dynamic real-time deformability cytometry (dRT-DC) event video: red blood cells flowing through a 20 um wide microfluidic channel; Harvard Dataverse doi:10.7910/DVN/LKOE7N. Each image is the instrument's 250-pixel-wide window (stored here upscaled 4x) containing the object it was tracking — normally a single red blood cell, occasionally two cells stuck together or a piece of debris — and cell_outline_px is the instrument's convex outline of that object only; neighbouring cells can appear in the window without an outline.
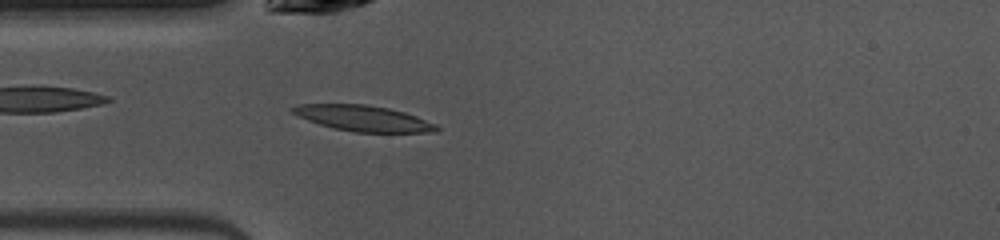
{"species": "common noctule bat (a hibernating species)", "species_latin": "Nyctalus noctula", "temperature_condition": "warm", "stored_images_in_passage": 36, "camera_frame_rate_fps": 3000, "um_per_image_px": 0.085, "animal": {"sex": "female", "body_mass_g": 10.0, "forearm_length_mm": 53.1}, "frame": {"image": 1, "passage_image": 3, "time_ms": 0.667, "image_size_px": [1000, 240], "cell_outline_px": [[440, 128], [436, 132], [356, 132], [336, 128], [320, 124], [308, 120], [292, 112], [288, 108], [300, 104], [364, 104], [388, 108], [404, 112], [416, 116], [436, 124]], "centroid_in_image_um": [30.9, 10.05], "position_along_channel_um": 54.1, "area_um2": 21.33}}
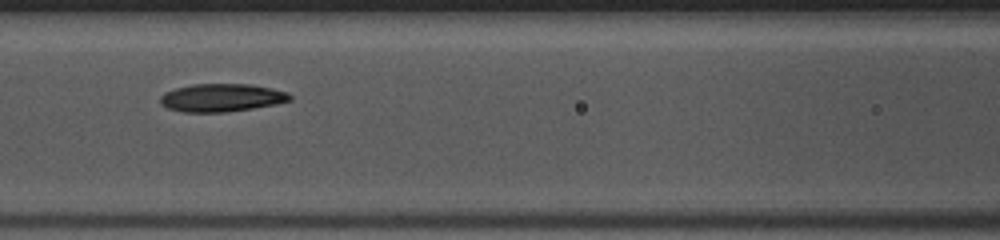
{"frame": {"image": 2, "passage_image": 10, "time_ms": 3.0, "image_size_px": [1000, 240], "cell_outline_px": [[292, 100], [276, 104], [252, 108], [224, 112], [184, 112], [168, 108], [160, 104], [160, 96], [164, 92], [176, 88], [192, 84], [252, 84], [288, 92], [292, 96]], "centroid_in_image_um": [18.83, 8.3], "position_along_channel_um": 147.8, "area_um2": 21.15}}
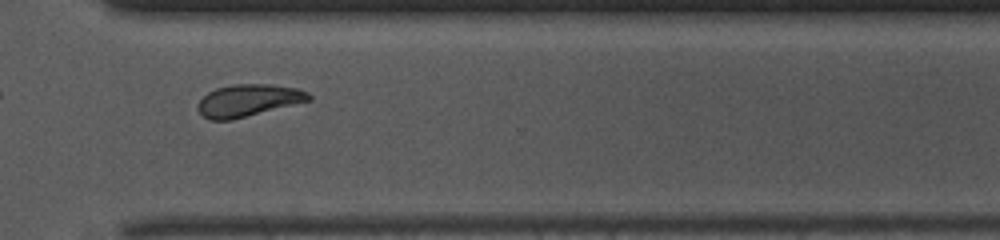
{"frame": {"image": 3, "passage_image": 25, "time_ms": 8.0, "image_size_px": [1000, 240], "cell_outline_px": [[312, 100], [232, 120], [208, 120], [196, 108], [196, 104], [208, 92], [216, 88], [232, 84], [268, 84], [296, 88], [308, 92], [312, 96]], "centroid_in_image_um": [21.1, 8.54], "position_along_channel_um": 349.5, "area_um2": 20.87}, "authors_computed_cell_mechanics": {"area_um2": 20.9814, "velocity_mm_per_s": 4.0453, "shape_relaxation_time_tau1_ms": 3.2597, "shape_relaxation_time_tau2_ms": 2.1723, "deformation_change_tau1": 0.1395, "deformation_change_tau2": 0.0689}}